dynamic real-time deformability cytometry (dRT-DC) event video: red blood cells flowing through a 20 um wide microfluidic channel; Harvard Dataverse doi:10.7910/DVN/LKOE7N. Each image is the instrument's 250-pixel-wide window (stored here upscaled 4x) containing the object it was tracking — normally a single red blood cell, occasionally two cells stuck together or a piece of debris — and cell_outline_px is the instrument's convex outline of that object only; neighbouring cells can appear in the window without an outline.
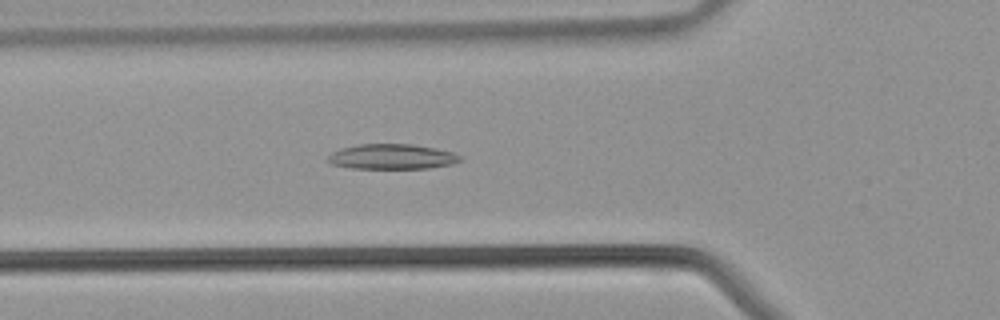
{"species": "common noctule bat (a hibernating species)", "species_latin": "Nyctalus noctula", "temperature_condition": "warm", "stored_images_in_passage": 37, "camera_frame_rate_fps": 3000, "um_per_image_px": 0.085, "animal": {"sex": "male", "body_mass_g": 21.5, "forearm_length_mm": 52.0}, "frame": {"image": 1, "passage_image": 10, "time_ms": 3.0, "image_size_px": [1000, 320], "cell_outline_px": [[464, 160], [452, 164], [428, 168], [352, 168], [332, 164], [328, 160], [328, 156], [332, 152], [340, 148], [360, 144], [412, 144], [436, 148], [452, 152], [460, 156]], "centroid_in_image_um": [33.34, 13.31], "position_along_channel_um": 92.5, "area_um2": 19.31}}
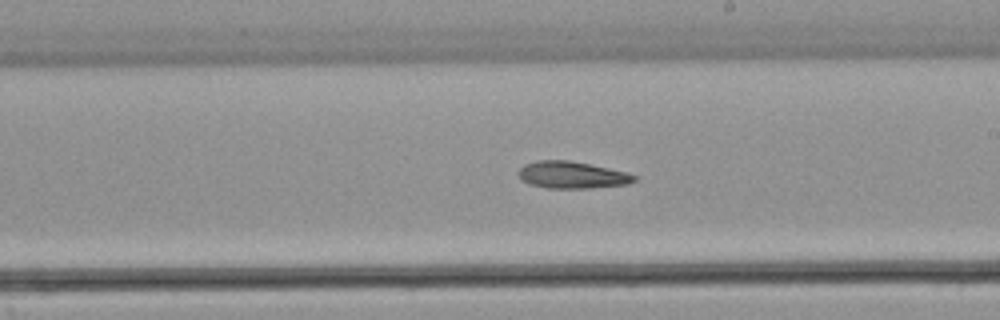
{"frame": {"image": 2, "passage_image": 19, "time_ms": 6.0, "image_size_px": [1000, 320], "cell_outline_px": [[636, 180], [628, 184], [592, 188], [544, 188], [528, 184], [520, 180], [520, 168], [524, 164], [536, 160], [568, 160], [628, 172], [636, 176]], "centroid_in_image_um": [48.6, 14.88], "position_along_channel_um": 240.4, "area_um2": 18.26}}
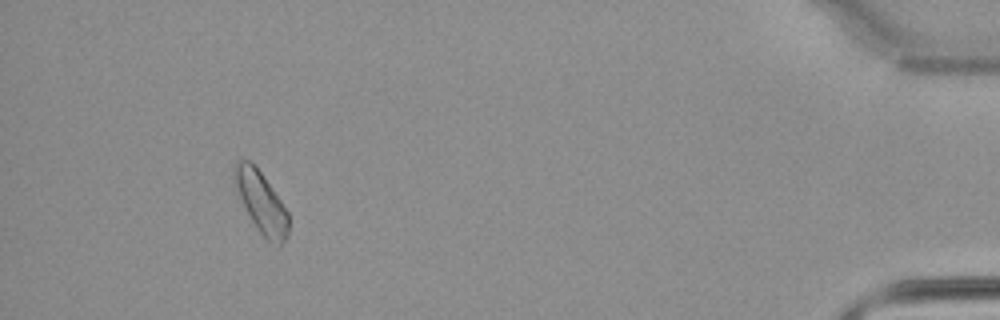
{"frame": {"image": 3, "passage_image": 34, "time_ms": 11.0, "image_size_px": [1000, 320], "cell_outline_px": [[288, 236], [280, 244], [268, 240], [256, 228], [236, 188], [232, 172], [232, 168], [236, 160], [248, 160], [260, 172], [280, 200], [288, 212]], "centroid_in_image_um": [22.19, 17.16], "position_along_channel_um": 413.0, "area_um2": 18.61}}